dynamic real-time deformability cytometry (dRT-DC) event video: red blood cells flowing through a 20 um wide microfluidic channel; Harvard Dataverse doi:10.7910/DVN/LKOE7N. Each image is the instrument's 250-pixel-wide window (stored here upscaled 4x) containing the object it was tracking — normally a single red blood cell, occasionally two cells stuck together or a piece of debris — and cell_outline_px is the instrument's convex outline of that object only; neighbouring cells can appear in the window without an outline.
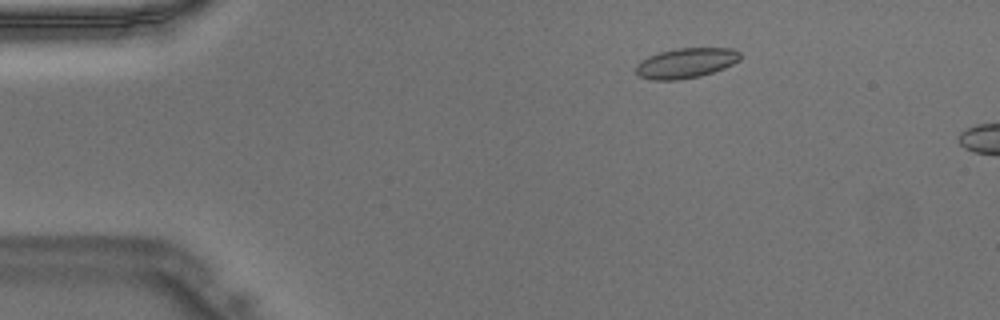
{"species": "Egyptian fruit bat (a non-hibernating species)", "species_latin": "Rousettus aegyptiacus", "temperature_condition": "warm", "stored_images_in_passage": 8, "camera_frame_rate_fps": 3000, "um_per_image_px": 0.085, "animal": {"sex": "male"}, "frame": {"image": 1, "passage_image": 4, "time_ms": 1.0, "image_size_px": [1000, 320], "cell_outline_px": [[744, 56], [740, 60], [724, 68], [700, 76], [676, 80], [652, 80], [640, 76], [636, 72], [636, 64], [640, 60], [648, 56], [660, 52], [676, 48], [732, 48], [740, 52]], "centroid_in_image_um": [58.32, 5.35], "position_along_channel_um": 26.7, "area_um2": 18.38}}